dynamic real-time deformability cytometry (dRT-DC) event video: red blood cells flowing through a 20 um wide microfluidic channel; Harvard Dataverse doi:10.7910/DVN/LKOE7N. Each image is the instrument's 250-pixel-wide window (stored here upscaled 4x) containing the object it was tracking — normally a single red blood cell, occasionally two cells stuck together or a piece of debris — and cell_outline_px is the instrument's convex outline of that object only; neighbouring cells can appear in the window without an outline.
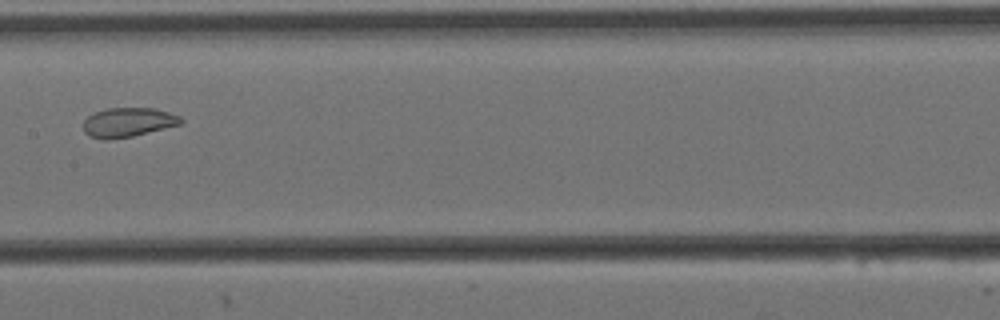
{"species": "Egyptian fruit bat (a non-hibernating species)", "species_latin": "Rousettus aegyptiacus", "temperature_condition": "cold", "stored_images_in_passage": 9, "camera_frame_rate_fps": 3000, "um_per_image_px": 0.085, "animal": {"sex": "female"}, "frame": {"image": 1, "passage_image": 7, "time_ms": 2.0, "image_size_px": [1000, 320], "cell_outline_px": [[184, 120], [180, 124], [132, 136], [108, 140], [104, 140], [88, 136], [84, 132], [84, 120], [88, 116], [96, 112], [108, 108], [152, 108], [168, 112], [180, 116]], "centroid_in_image_um": [10.86, 10.4], "position_along_channel_um": 196.5, "area_um2": 16.53}}
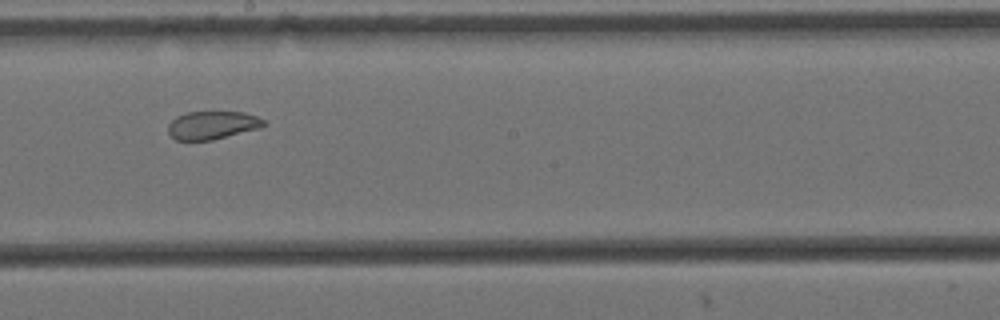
{"frame": {"image": 2, "passage_image": 8, "time_ms": 2.333, "image_size_px": [1000, 320], "cell_outline_px": [[268, 124], [260, 128], [212, 140], [176, 140], [168, 132], [168, 124], [176, 116], [188, 112], [244, 112], [256, 116], [264, 120]], "centroid_in_image_um": [18.06, 10.63], "position_along_channel_um": 230.1, "area_um2": 15.66}}
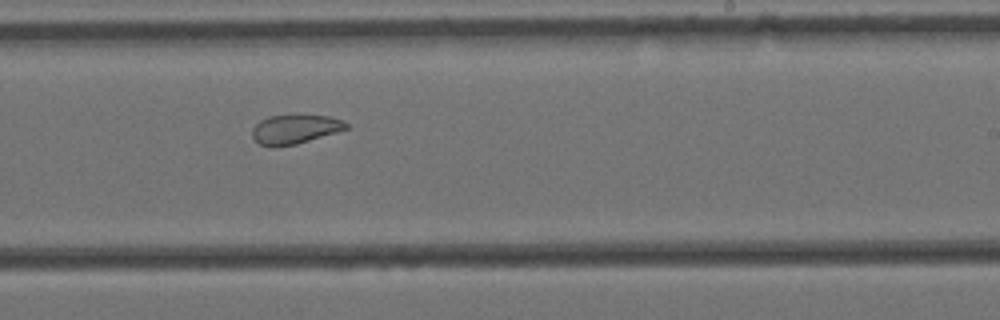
{"frame": {"image": 3, "passage_image": 9, "time_ms": 2.667, "image_size_px": [1000, 320], "cell_outline_px": [[348, 128], [336, 132], [296, 144], [260, 144], [252, 136], [252, 128], [260, 120], [268, 116], [292, 112], [300, 112], [328, 116], [340, 120], [348, 124]], "centroid_in_image_um": [25.08, 10.88], "position_along_channel_um": 263.9, "area_um2": 16.13}}